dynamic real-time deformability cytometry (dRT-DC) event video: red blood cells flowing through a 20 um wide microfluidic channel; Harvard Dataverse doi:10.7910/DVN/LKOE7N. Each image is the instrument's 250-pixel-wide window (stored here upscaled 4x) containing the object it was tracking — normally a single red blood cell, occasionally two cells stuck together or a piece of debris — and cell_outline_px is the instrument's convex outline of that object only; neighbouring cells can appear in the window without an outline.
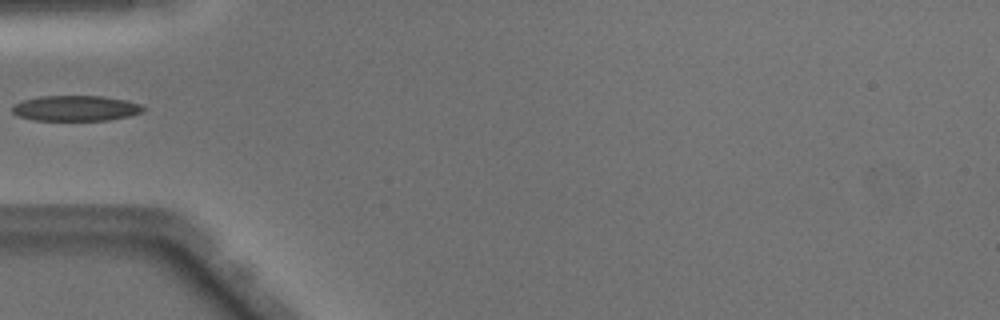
{"species": "Egyptian fruit bat (a non-hibernating species)", "species_latin": "Rousettus aegyptiacus", "temperature_condition": "warm", "stored_images_in_passage": 34, "camera_frame_rate_fps": 3000, "um_per_image_px": 0.085, "animal": {"sex": "male"}, "frame": {"image": 1, "passage_image": 1, "time_ms": 0.0, "image_size_px": [1000, 320], "cell_outline_px": [[144, 112], [132, 116], [108, 120], [36, 120], [20, 116], [12, 112], [12, 104], [24, 100], [40, 96], [104, 96], [124, 100], [140, 104], [144, 108]], "centroid_in_image_um": [6.46, 9.2], "position_along_channel_um": 78.5, "area_um2": 19.42}}
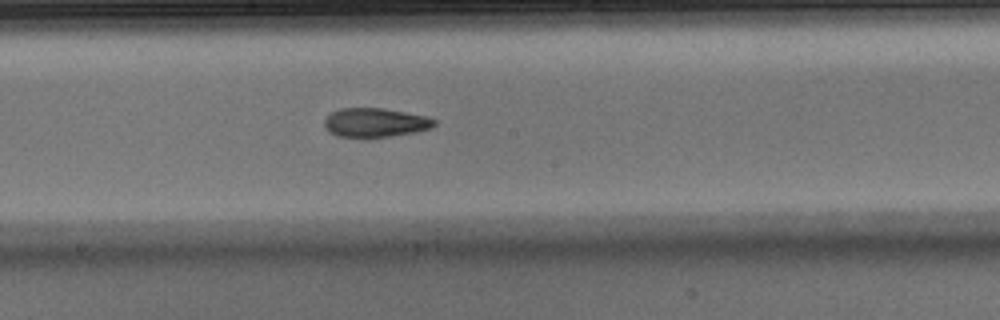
{"frame": {"image": 2, "passage_image": 11, "time_ms": 3.333, "image_size_px": [1000, 320], "cell_outline_px": [[436, 124], [432, 128], [416, 132], [392, 136], [364, 140], [340, 136], [328, 132], [324, 124], [324, 120], [332, 112], [340, 108], [384, 108], [424, 116], [436, 120]], "centroid_in_image_um": [31.87, 10.46], "position_along_channel_um": 216.3, "area_um2": 19.07}}
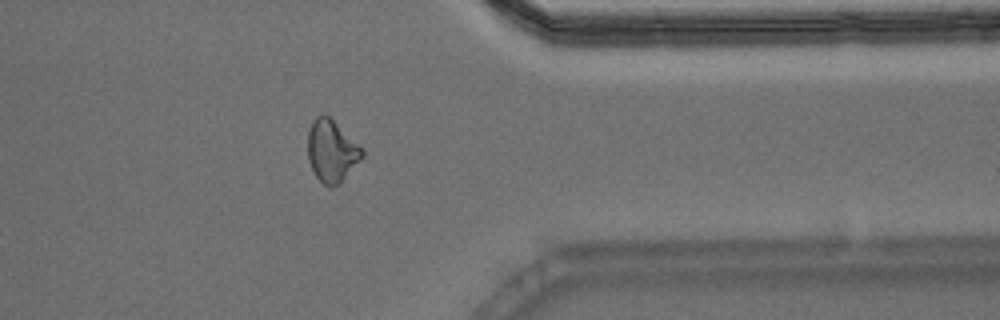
{"frame": {"image": 3, "passage_image": 24, "time_ms": 7.667, "image_size_px": [1000, 320], "cell_outline_px": [[364, 156], [340, 184], [332, 188], [328, 188], [316, 176], [308, 160], [308, 132], [312, 120], [320, 112], [324, 112], [364, 148]], "centroid_in_image_um": [28.2, 12.82], "position_along_channel_um": 383.2, "area_um2": 20.0}}